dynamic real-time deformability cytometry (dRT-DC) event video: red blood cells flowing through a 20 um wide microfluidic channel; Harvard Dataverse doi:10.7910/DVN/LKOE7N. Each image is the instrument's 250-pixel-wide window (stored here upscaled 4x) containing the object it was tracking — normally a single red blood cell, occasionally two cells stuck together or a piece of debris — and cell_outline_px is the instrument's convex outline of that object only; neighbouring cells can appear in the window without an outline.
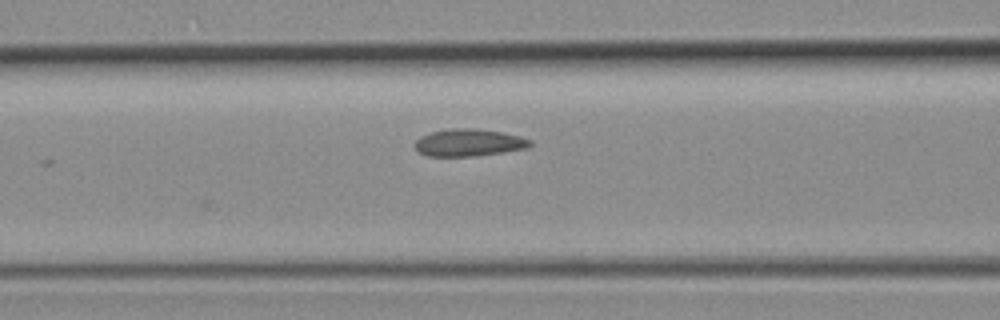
{"species": "common noctule bat (a hibernating species)", "species_latin": "Nyctalus noctula", "temperature_condition": "room temperature", "stored_images_in_passage": 8, "camera_frame_rate_fps": 3000, "um_per_image_px": 0.085, "animal": {"sex": "female", "body_mass_g": 19.3, "forearm_length_mm": 54.1}, "frame": {"image": 1, "passage_image": 8, "time_ms": 2.333, "image_size_px": [1000, 320], "cell_outline_px": [[532, 144], [528, 148], [504, 152], [476, 156], [428, 156], [420, 152], [416, 148], [416, 140], [420, 136], [432, 132], [452, 128], [472, 128], [500, 132], [520, 136], [532, 140]], "centroid_in_image_um": [39.89, 12.13], "position_along_channel_um": 126.7, "area_um2": 18.21}}